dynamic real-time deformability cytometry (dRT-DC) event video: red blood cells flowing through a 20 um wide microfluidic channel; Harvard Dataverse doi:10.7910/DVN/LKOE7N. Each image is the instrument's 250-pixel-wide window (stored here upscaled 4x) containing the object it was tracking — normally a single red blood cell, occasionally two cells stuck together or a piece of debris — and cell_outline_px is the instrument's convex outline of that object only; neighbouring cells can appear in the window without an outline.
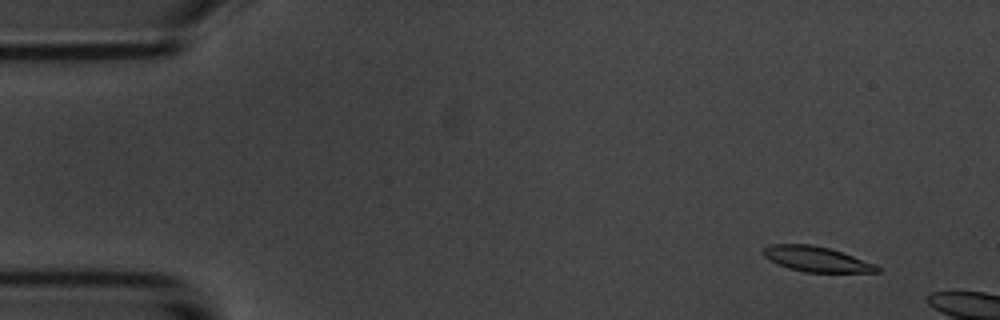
{"species": "common noctule bat (a hibernating species)", "species_latin": "Nyctalus noctula", "temperature_condition": "room temperature", "stored_images_in_passage": 5, "camera_frame_rate_fps": 3000, "um_per_image_px": 0.085, "animal": {"sex": "male", "body_mass_g": 20.1, "forearm_length_mm": 53.5}, "frame": {"image": 1, "passage_image": 1, "time_ms": 0.0, "image_size_px": [1000, 320], "cell_outline_px": [[880, 272], [804, 272], [788, 268], [768, 260], [760, 252], [764, 248], [772, 244], [812, 244], [828, 248], [876, 264], [880, 268]], "centroid_in_image_um": [69.35, 22.02], "position_along_channel_um": 15.6, "area_um2": 16.65}}